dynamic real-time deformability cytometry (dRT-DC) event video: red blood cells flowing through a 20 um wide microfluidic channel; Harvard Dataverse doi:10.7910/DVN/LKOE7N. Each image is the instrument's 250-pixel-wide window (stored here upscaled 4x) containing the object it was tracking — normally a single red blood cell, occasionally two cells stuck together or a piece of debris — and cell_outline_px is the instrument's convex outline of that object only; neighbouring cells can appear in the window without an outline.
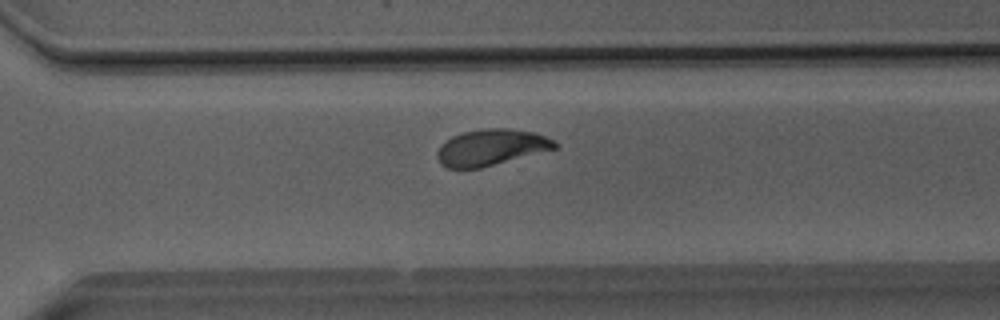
{"species": "Egyptian fruit bat (a non-hibernating species)", "species_latin": "Rousettus aegyptiacus", "temperature_condition": "room temperature", "stored_images_in_passage": 44, "camera_frame_rate_fps": 3000, "um_per_image_px": 0.085, "animal": {"sex": "male"}, "frame": {"image": 1, "passage_image": 29, "time_ms": 9.333, "image_size_px": [1000, 320], "cell_outline_px": [[560, 144], [556, 148], [480, 168], [448, 168], [440, 164], [436, 156], [436, 152], [440, 144], [452, 136], [460, 132], [480, 128], [508, 128], [536, 132]], "centroid_in_image_um": [41.7, 12.51], "position_along_channel_um": 328.9, "area_um2": 24.97}}
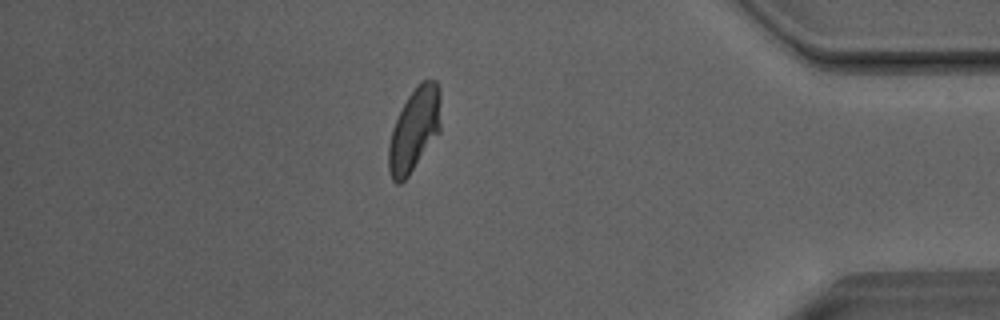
{"frame": {"image": 2, "passage_image": 37, "time_ms": 12.0, "image_size_px": [1000, 320], "cell_outline_px": [[440, 132], [408, 176], [400, 184], [396, 184], [392, 180], [388, 168], [388, 144], [392, 128], [408, 96], [420, 80], [436, 80], [440, 88]], "centroid_in_image_um": [35.22, 11.02], "position_along_channel_um": 400.0, "area_um2": 25.43}}
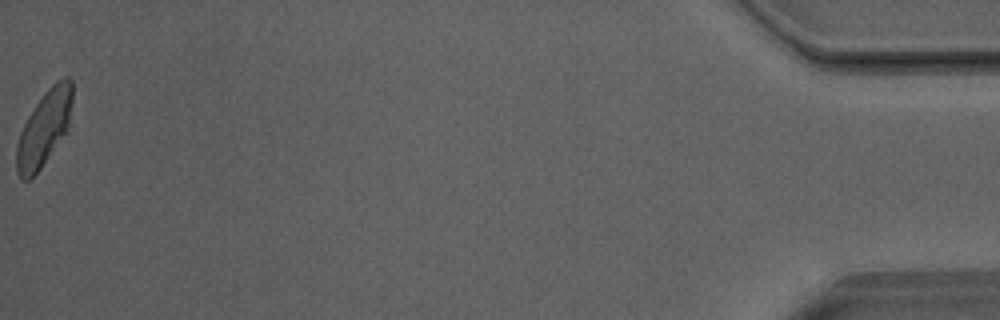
{"frame": {"image": 3, "passage_image": 44, "time_ms": 14.333, "image_size_px": [1000, 320], "cell_outline_px": [[72, 100], [68, 128], [40, 168], [28, 180], [20, 180], [16, 172], [16, 148], [20, 132], [28, 116], [36, 104], [48, 88], [56, 80], [64, 76], [68, 76], [72, 80]], "centroid_in_image_um": [3.74, 10.88], "position_along_channel_um": 431.5, "area_um2": 24.1}, "authors_computed_cell_mechanics": {"area_um2": 25.2297, "velocity_mm_per_s": 4.0196, "shape_relaxation_time_tau1_ms": 3.3053, "shape_relaxation_time_tau2_ms": 0.9459, "deformation_change_tau1": 0.1445, "deformation_change_tau2": 0.0565}}